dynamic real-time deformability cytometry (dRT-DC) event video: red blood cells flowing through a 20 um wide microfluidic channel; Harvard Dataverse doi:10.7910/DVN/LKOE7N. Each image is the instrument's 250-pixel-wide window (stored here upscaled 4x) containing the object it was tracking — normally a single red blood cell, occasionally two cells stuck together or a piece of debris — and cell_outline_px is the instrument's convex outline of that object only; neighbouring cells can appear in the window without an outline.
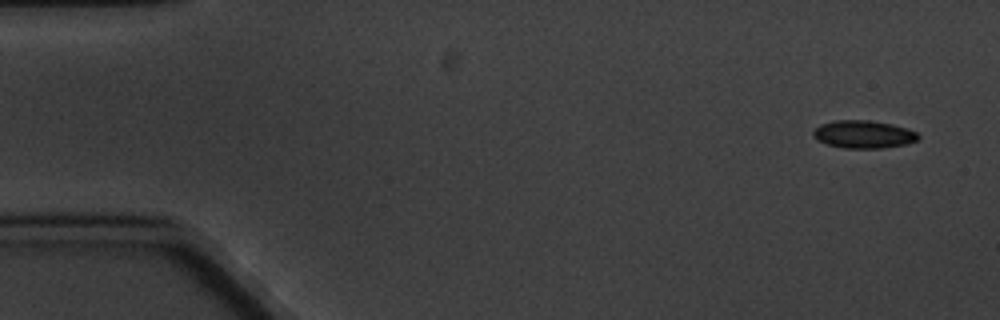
{"species": "common noctule bat (a hibernating species)", "species_latin": "Nyctalus noctula", "temperature_condition": "cold", "stored_images_in_passage": 10, "camera_frame_rate_fps": 3000, "um_per_image_px": 0.085, "animal": {"sex": "male", "body_mass_g": 20.1, "forearm_length_mm": 53.5}, "frame": {"image": 1, "passage_image": 1, "time_ms": 0.0, "image_size_px": [1000, 320], "cell_outline_px": [[920, 136], [916, 140], [904, 144], [880, 148], [844, 148], [828, 144], [816, 140], [812, 136], [812, 132], [820, 124], [836, 120], [868, 120], [892, 124], [916, 132]], "centroid_in_image_um": [73.34, 11.41], "position_along_channel_um": 11.7, "area_um2": 16.82}}
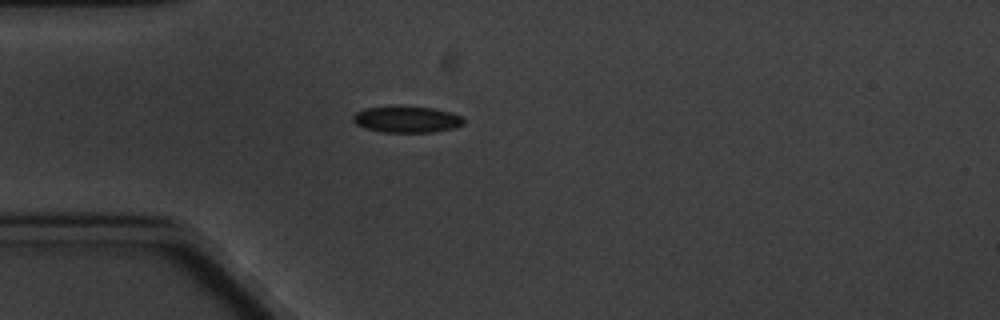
{"frame": {"image": 2, "passage_image": 4, "time_ms": 4.333, "image_size_px": [1000, 320], "cell_outline_px": [[464, 124], [456, 128], [436, 132], [384, 132], [368, 128], [356, 124], [352, 120], [352, 116], [356, 112], [364, 108], [432, 108], [452, 112], [460, 116], [464, 120]], "centroid_in_image_um": [34.63, 10.18], "position_along_channel_um": 50.4, "area_um2": 16.53}}
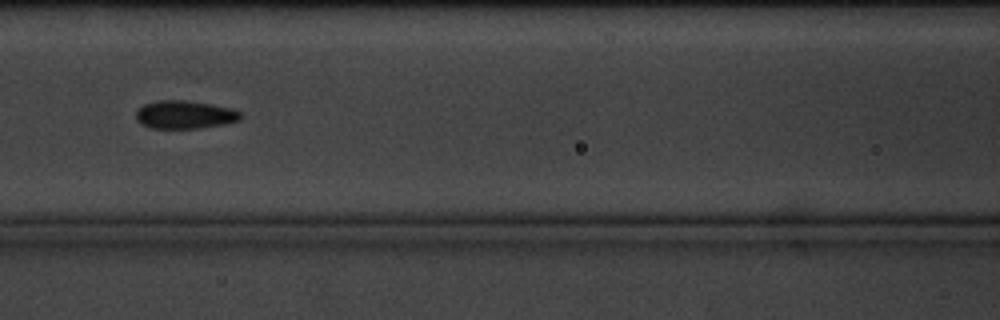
{"frame": {"image": 3, "passage_image": 7, "time_ms": 7.667, "image_size_px": [1000, 320], "cell_outline_px": [[240, 120], [224, 124], [200, 128], [152, 128], [140, 124], [136, 120], [136, 112], [144, 104], [160, 100], [184, 100], [212, 104], [232, 108], [240, 112]], "centroid_in_image_um": [15.7, 9.75], "position_along_channel_um": 150.9, "area_um2": 17.11}}